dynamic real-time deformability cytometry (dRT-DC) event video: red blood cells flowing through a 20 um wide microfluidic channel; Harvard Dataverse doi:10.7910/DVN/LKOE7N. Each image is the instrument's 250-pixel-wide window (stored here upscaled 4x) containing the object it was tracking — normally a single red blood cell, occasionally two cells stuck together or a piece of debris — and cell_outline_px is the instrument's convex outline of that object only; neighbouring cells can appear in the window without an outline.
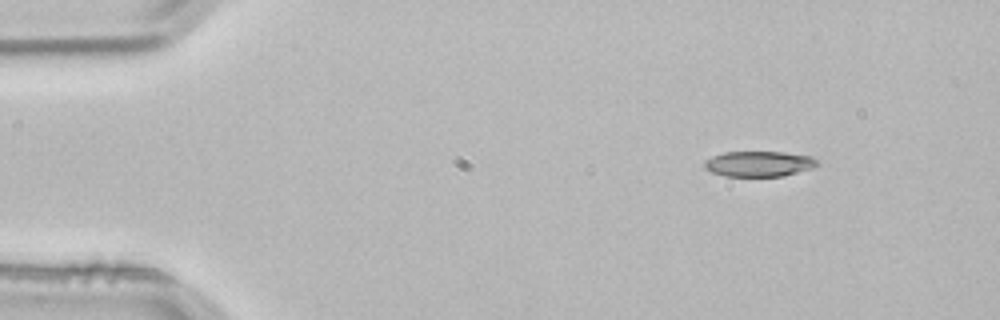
{"species": "common noctule bat (a hibernating species)", "species_latin": "Nyctalus noctula", "temperature_condition": "room temperature", "stored_images_in_passage": 4, "camera_frame_rate_fps": 3000, "um_per_image_px": 0.085, "animal": {"sex": "male", "body_mass_g": 21.5, "forearm_length_mm": 52.0}, "frame": {"image": 1, "passage_image": 4, "time_ms": 1.0, "image_size_px": [1000, 320], "cell_outline_px": [[820, 164], [812, 168], [784, 176], [724, 176], [712, 172], [704, 168], [704, 160], [712, 156], [724, 152], [784, 152], [812, 156]], "centroid_in_image_um": [64.51, 13.92], "position_along_channel_um": 20.5, "area_um2": 16.82}}